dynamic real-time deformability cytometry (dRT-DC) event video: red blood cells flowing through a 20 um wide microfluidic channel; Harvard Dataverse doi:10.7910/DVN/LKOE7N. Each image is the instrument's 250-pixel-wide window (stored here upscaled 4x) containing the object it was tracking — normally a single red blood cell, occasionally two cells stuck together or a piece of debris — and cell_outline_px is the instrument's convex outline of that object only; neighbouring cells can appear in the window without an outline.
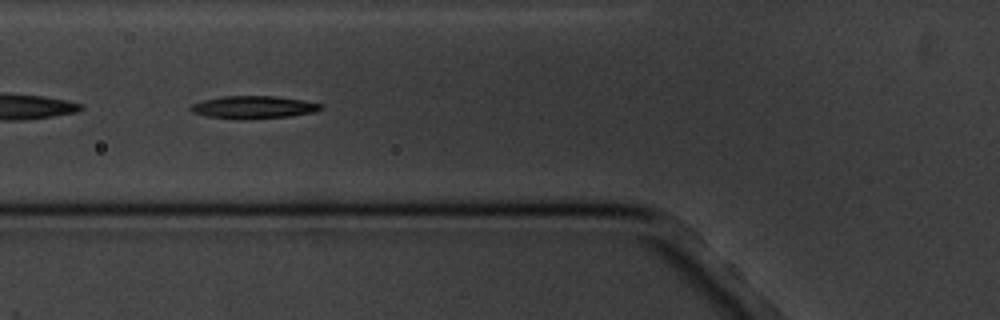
{"species": "common noctule bat (a hibernating species)", "species_latin": "Nyctalus noctula", "temperature_condition": "cold", "stored_images_in_passage": 6, "segment_of_instrument_passage": [2, 2], "camera_frame_rate_fps": 3000, "um_per_image_px": 0.085, "animal": {"sex": "male", "body_mass_g": 20.1, "forearm_length_mm": 53.5}, "frame": {"image": 1, "passage_image": 5, "time_ms": 5.667, "image_size_px": [1000, 320], "cell_outline_px": [[324, 108], [312, 112], [288, 116], [208, 116], [192, 112], [188, 108], [192, 104], [204, 100], [220, 96], [276, 96], [304, 100], [324, 104]], "centroid_in_image_um": [21.6, 9.05], "position_along_channel_um": 104.2, "area_um2": 16.07}}